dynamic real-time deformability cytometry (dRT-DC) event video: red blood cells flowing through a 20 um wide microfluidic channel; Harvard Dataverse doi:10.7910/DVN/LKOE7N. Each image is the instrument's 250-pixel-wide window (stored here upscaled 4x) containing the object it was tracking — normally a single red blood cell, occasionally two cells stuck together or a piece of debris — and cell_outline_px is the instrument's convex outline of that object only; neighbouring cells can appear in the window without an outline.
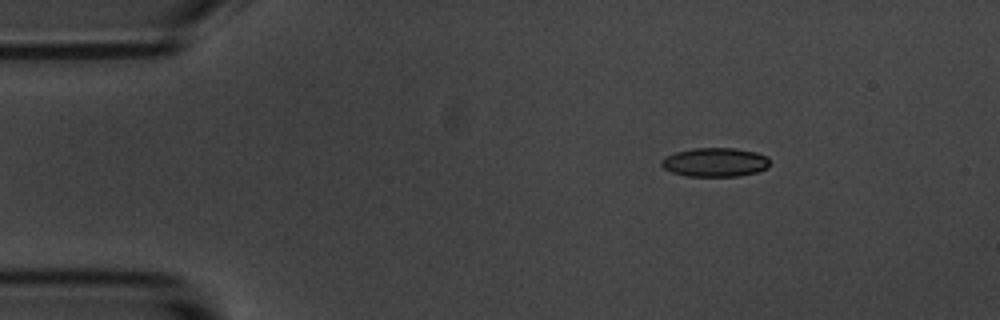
{"species": "common noctule bat (a hibernating species)", "species_latin": "Nyctalus noctula", "temperature_condition": "room temperature", "stored_images_in_passage": 4, "camera_frame_rate_fps": 3000, "um_per_image_px": 0.085, "animal": {"sex": "male", "body_mass_g": 20.1, "forearm_length_mm": 53.5}, "frame": {"image": 1, "passage_image": 1, "time_ms": 0.0, "image_size_px": [1000, 320], "cell_outline_px": [[768, 168], [756, 172], [740, 176], [688, 176], [672, 172], [664, 168], [660, 164], [660, 160], [664, 156], [676, 152], [696, 148], [736, 148], [756, 152], [768, 156]], "centroid_in_image_um": [60.77, 13.79], "position_along_channel_um": 24.2, "area_um2": 18.32}}
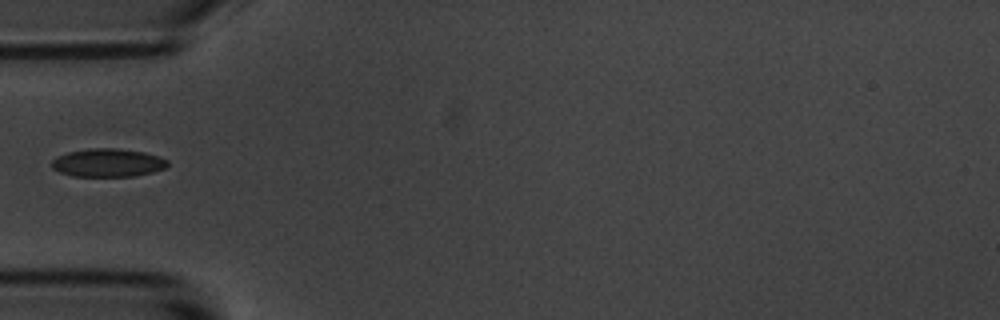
{"frame": {"image": 2, "passage_image": 4, "time_ms": 3.333, "image_size_px": [1000, 320], "cell_outline_px": [[168, 164], [164, 168], [152, 172], [132, 176], [72, 176], [60, 172], [52, 168], [52, 160], [56, 156], [68, 152], [92, 148], [116, 148], [144, 152], [160, 156], [168, 160]], "centroid_in_image_um": [9.16, 13.83], "position_along_channel_um": 75.8, "area_um2": 19.02}}